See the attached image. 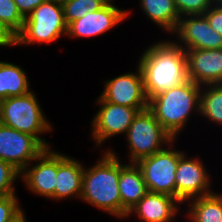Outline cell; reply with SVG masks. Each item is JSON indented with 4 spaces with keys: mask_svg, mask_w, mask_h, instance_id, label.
<instances>
[{
    "mask_svg": "<svg viewBox=\"0 0 222 222\" xmlns=\"http://www.w3.org/2000/svg\"><path fill=\"white\" fill-rule=\"evenodd\" d=\"M119 191L121 197V221L127 213L146 195L148 189L142 172L136 163H122L120 158Z\"/></svg>",
    "mask_w": 222,
    "mask_h": 222,
    "instance_id": "cell-18",
    "label": "cell"
},
{
    "mask_svg": "<svg viewBox=\"0 0 222 222\" xmlns=\"http://www.w3.org/2000/svg\"><path fill=\"white\" fill-rule=\"evenodd\" d=\"M212 5L222 7V0H212Z\"/></svg>",
    "mask_w": 222,
    "mask_h": 222,
    "instance_id": "cell-32",
    "label": "cell"
},
{
    "mask_svg": "<svg viewBox=\"0 0 222 222\" xmlns=\"http://www.w3.org/2000/svg\"><path fill=\"white\" fill-rule=\"evenodd\" d=\"M24 208H22L14 217H12L8 222H28Z\"/></svg>",
    "mask_w": 222,
    "mask_h": 222,
    "instance_id": "cell-31",
    "label": "cell"
},
{
    "mask_svg": "<svg viewBox=\"0 0 222 222\" xmlns=\"http://www.w3.org/2000/svg\"><path fill=\"white\" fill-rule=\"evenodd\" d=\"M49 1H54L56 3H59V4H64L65 2H68L69 0H49Z\"/></svg>",
    "mask_w": 222,
    "mask_h": 222,
    "instance_id": "cell-33",
    "label": "cell"
},
{
    "mask_svg": "<svg viewBox=\"0 0 222 222\" xmlns=\"http://www.w3.org/2000/svg\"><path fill=\"white\" fill-rule=\"evenodd\" d=\"M45 149L22 172L20 181L30 194L54 201L58 174V150Z\"/></svg>",
    "mask_w": 222,
    "mask_h": 222,
    "instance_id": "cell-12",
    "label": "cell"
},
{
    "mask_svg": "<svg viewBox=\"0 0 222 222\" xmlns=\"http://www.w3.org/2000/svg\"><path fill=\"white\" fill-rule=\"evenodd\" d=\"M203 15L211 28L222 35V7L212 5Z\"/></svg>",
    "mask_w": 222,
    "mask_h": 222,
    "instance_id": "cell-28",
    "label": "cell"
},
{
    "mask_svg": "<svg viewBox=\"0 0 222 222\" xmlns=\"http://www.w3.org/2000/svg\"><path fill=\"white\" fill-rule=\"evenodd\" d=\"M183 209L186 222H222V192L191 199Z\"/></svg>",
    "mask_w": 222,
    "mask_h": 222,
    "instance_id": "cell-20",
    "label": "cell"
},
{
    "mask_svg": "<svg viewBox=\"0 0 222 222\" xmlns=\"http://www.w3.org/2000/svg\"><path fill=\"white\" fill-rule=\"evenodd\" d=\"M111 147L100 151L96 163L84 165L80 201L121 220L120 157Z\"/></svg>",
    "mask_w": 222,
    "mask_h": 222,
    "instance_id": "cell-2",
    "label": "cell"
},
{
    "mask_svg": "<svg viewBox=\"0 0 222 222\" xmlns=\"http://www.w3.org/2000/svg\"><path fill=\"white\" fill-rule=\"evenodd\" d=\"M98 110L90 122L91 139L94 149H102L104 143L115 136H125L139 110L137 108L122 106L104 101L100 96L94 102Z\"/></svg>",
    "mask_w": 222,
    "mask_h": 222,
    "instance_id": "cell-8",
    "label": "cell"
},
{
    "mask_svg": "<svg viewBox=\"0 0 222 222\" xmlns=\"http://www.w3.org/2000/svg\"><path fill=\"white\" fill-rule=\"evenodd\" d=\"M84 163L75 157L68 156L58 150V174L54 192V201L63 202L69 200H80L82 192V177L84 172Z\"/></svg>",
    "mask_w": 222,
    "mask_h": 222,
    "instance_id": "cell-17",
    "label": "cell"
},
{
    "mask_svg": "<svg viewBox=\"0 0 222 222\" xmlns=\"http://www.w3.org/2000/svg\"><path fill=\"white\" fill-rule=\"evenodd\" d=\"M20 177L21 173L16 168L0 159V197L18 194L15 182Z\"/></svg>",
    "mask_w": 222,
    "mask_h": 222,
    "instance_id": "cell-25",
    "label": "cell"
},
{
    "mask_svg": "<svg viewBox=\"0 0 222 222\" xmlns=\"http://www.w3.org/2000/svg\"><path fill=\"white\" fill-rule=\"evenodd\" d=\"M188 156L185 152L180 158L176 170L175 198L183 206L191 199L213 193V183L206 163L200 156ZM213 181V182H212Z\"/></svg>",
    "mask_w": 222,
    "mask_h": 222,
    "instance_id": "cell-9",
    "label": "cell"
},
{
    "mask_svg": "<svg viewBox=\"0 0 222 222\" xmlns=\"http://www.w3.org/2000/svg\"><path fill=\"white\" fill-rule=\"evenodd\" d=\"M36 95L33 89L27 94L1 100L0 123L35 137L47 149L53 147V143L47 141L45 135L52 133L54 126Z\"/></svg>",
    "mask_w": 222,
    "mask_h": 222,
    "instance_id": "cell-4",
    "label": "cell"
},
{
    "mask_svg": "<svg viewBox=\"0 0 222 222\" xmlns=\"http://www.w3.org/2000/svg\"><path fill=\"white\" fill-rule=\"evenodd\" d=\"M177 142L174 140L163 150L136 162L148 191L175 197V173L179 158L185 153L175 146Z\"/></svg>",
    "mask_w": 222,
    "mask_h": 222,
    "instance_id": "cell-7",
    "label": "cell"
},
{
    "mask_svg": "<svg viewBox=\"0 0 222 222\" xmlns=\"http://www.w3.org/2000/svg\"><path fill=\"white\" fill-rule=\"evenodd\" d=\"M170 36L184 50L222 48V35L211 28L204 15L180 17Z\"/></svg>",
    "mask_w": 222,
    "mask_h": 222,
    "instance_id": "cell-14",
    "label": "cell"
},
{
    "mask_svg": "<svg viewBox=\"0 0 222 222\" xmlns=\"http://www.w3.org/2000/svg\"><path fill=\"white\" fill-rule=\"evenodd\" d=\"M201 87L187 80L182 85L161 92L149 100L148 108L174 140H178L187 128L192 116L199 117Z\"/></svg>",
    "mask_w": 222,
    "mask_h": 222,
    "instance_id": "cell-3",
    "label": "cell"
},
{
    "mask_svg": "<svg viewBox=\"0 0 222 222\" xmlns=\"http://www.w3.org/2000/svg\"><path fill=\"white\" fill-rule=\"evenodd\" d=\"M20 14L26 18L34 9L46 0H14Z\"/></svg>",
    "mask_w": 222,
    "mask_h": 222,
    "instance_id": "cell-29",
    "label": "cell"
},
{
    "mask_svg": "<svg viewBox=\"0 0 222 222\" xmlns=\"http://www.w3.org/2000/svg\"><path fill=\"white\" fill-rule=\"evenodd\" d=\"M132 9L119 8L110 0L100 10L86 13L67 26L66 38L83 39L102 36L132 17ZM109 31V32H108Z\"/></svg>",
    "mask_w": 222,
    "mask_h": 222,
    "instance_id": "cell-10",
    "label": "cell"
},
{
    "mask_svg": "<svg viewBox=\"0 0 222 222\" xmlns=\"http://www.w3.org/2000/svg\"><path fill=\"white\" fill-rule=\"evenodd\" d=\"M200 117L214 126H222V84L203 85L200 93Z\"/></svg>",
    "mask_w": 222,
    "mask_h": 222,
    "instance_id": "cell-22",
    "label": "cell"
},
{
    "mask_svg": "<svg viewBox=\"0 0 222 222\" xmlns=\"http://www.w3.org/2000/svg\"><path fill=\"white\" fill-rule=\"evenodd\" d=\"M173 141L149 108L139 111L125 135L129 159L126 162L136 163L163 150Z\"/></svg>",
    "mask_w": 222,
    "mask_h": 222,
    "instance_id": "cell-6",
    "label": "cell"
},
{
    "mask_svg": "<svg viewBox=\"0 0 222 222\" xmlns=\"http://www.w3.org/2000/svg\"><path fill=\"white\" fill-rule=\"evenodd\" d=\"M29 76L22 65L0 60V101L31 92Z\"/></svg>",
    "mask_w": 222,
    "mask_h": 222,
    "instance_id": "cell-21",
    "label": "cell"
},
{
    "mask_svg": "<svg viewBox=\"0 0 222 222\" xmlns=\"http://www.w3.org/2000/svg\"><path fill=\"white\" fill-rule=\"evenodd\" d=\"M180 17L203 15L211 6L212 0H174Z\"/></svg>",
    "mask_w": 222,
    "mask_h": 222,
    "instance_id": "cell-26",
    "label": "cell"
},
{
    "mask_svg": "<svg viewBox=\"0 0 222 222\" xmlns=\"http://www.w3.org/2000/svg\"><path fill=\"white\" fill-rule=\"evenodd\" d=\"M168 39L154 41L146 50L142 48V54L136 60L143 74L148 100L188 80L185 50L170 36Z\"/></svg>",
    "mask_w": 222,
    "mask_h": 222,
    "instance_id": "cell-1",
    "label": "cell"
},
{
    "mask_svg": "<svg viewBox=\"0 0 222 222\" xmlns=\"http://www.w3.org/2000/svg\"><path fill=\"white\" fill-rule=\"evenodd\" d=\"M182 205L175 197L148 191L127 213L125 220L135 216L139 222H176L184 212Z\"/></svg>",
    "mask_w": 222,
    "mask_h": 222,
    "instance_id": "cell-15",
    "label": "cell"
},
{
    "mask_svg": "<svg viewBox=\"0 0 222 222\" xmlns=\"http://www.w3.org/2000/svg\"><path fill=\"white\" fill-rule=\"evenodd\" d=\"M110 0H69L63 4L64 19L67 26L82 18L86 13L100 10Z\"/></svg>",
    "mask_w": 222,
    "mask_h": 222,
    "instance_id": "cell-24",
    "label": "cell"
},
{
    "mask_svg": "<svg viewBox=\"0 0 222 222\" xmlns=\"http://www.w3.org/2000/svg\"><path fill=\"white\" fill-rule=\"evenodd\" d=\"M138 7L149 19L151 24L162 29L166 35H171L176 29L180 19L174 0H138Z\"/></svg>",
    "mask_w": 222,
    "mask_h": 222,
    "instance_id": "cell-19",
    "label": "cell"
},
{
    "mask_svg": "<svg viewBox=\"0 0 222 222\" xmlns=\"http://www.w3.org/2000/svg\"><path fill=\"white\" fill-rule=\"evenodd\" d=\"M17 195H8L0 197V222H8L23 207Z\"/></svg>",
    "mask_w": 222,
    "mask_h": 222,
    "instance_id": "cell-27",
    "label": "cell"
},
{
    "mask_svg": "<svg viewBox=\"0 0 222 222\" xmlns=\"http://www.w3.org/2000/svg\"><path fill=\"white\" fill-rule=\"evenodd\" d=\"M66 35L63 5L46 0L24 19L22 31L14 38V47L50 45Z\"/></svg>",
    "mask_w": 222,
    "mask_h": 222,
    "instance_id": "cell-5",
    "label": "cell"
},
{
    "mask_svg": "<svg viewBox=\"0 0 222 222\" xmlns=\"http://www.w3.org/2000/svg\"><path fill=\"white\" fill-rule=\"evenodd\" d=\"M14 46V39L6 32L0 25V49L9 48Z\"/></svg>",
    "mask_w": 222,
    "mask_h": 222,
    "instance_id": "cell-30",
    "label": "cell"
},
{
    "mask_svg": "<svg viewBox=\"0 0 222 222\" xmlns=\"http://www.w3.org/2000/svg\"><path fill=\"white\" fill-rule=\"evenodd\" d=\"M188 80L200 86L222 84V48L185 50Z\"/></svg>",
    "mask_w": 222,
    "mask_h": 222,
    "instance_id": "cell-16",
    "label": "cell"
},
{
    "mask_svg": "<svg viewBox=\"0 0 222 222\" xmlns=\"http://www.w3.org/2000/svg\"><path fill=\"white\" fill-rule=\"evenodd\" d=\"M136 70L125 72L119 76L103 81V90L100 97L110 103L137 108L139 111L149 107L143 74L136 64Z\"/></svg>",
    "mask_w": 222,
    "mask_h": 222,
    "instance_id": "cell-11",
    "label": "cell"
},
{
    "mask_svg": "<svg viewBox=\"0 0 222 222\" xmlns=\"http://www.w3.org/2000/svg\"><path fill=\"white\" fill-rule=\"evenodd\" d=\"M45 149L35 137L0 123V159L20 173Z\"/></svg>",
    "mask_w": 222,
    "mask_h": 222,
    "instance_id": "cell-13",
    "label": "cell"
},
{
    "mask_svg": "<svg viewBox=\"0 0 222 222\" xmlns=\"http://www.w3.org/2000/svg\"><path fill=\"white\" fill-rule=\"evenodd\" d=\"M24 19L14 0H0V25L13 39L22 31Z\"/></svg>",
    "mask_w": 222,
    "mask_h": 222,
    "instance_id": "cell-23",
    "label": "cell"
}]
</instances>
